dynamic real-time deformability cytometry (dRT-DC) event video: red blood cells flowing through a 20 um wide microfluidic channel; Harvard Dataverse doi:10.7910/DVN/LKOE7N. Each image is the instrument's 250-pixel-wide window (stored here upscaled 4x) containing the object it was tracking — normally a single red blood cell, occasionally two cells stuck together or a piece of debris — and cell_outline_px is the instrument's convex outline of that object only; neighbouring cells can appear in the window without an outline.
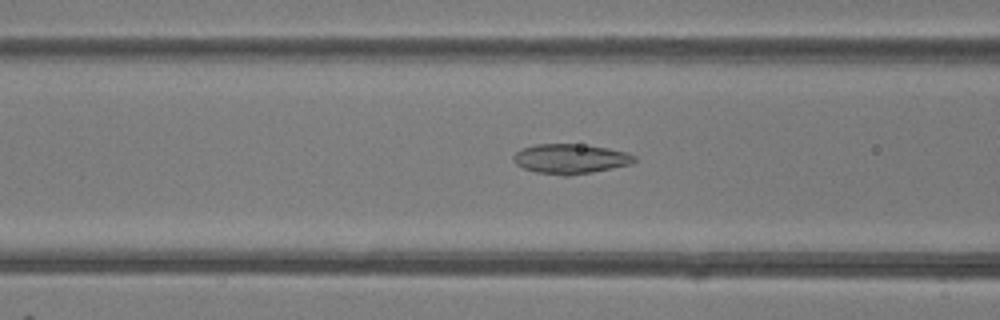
{"species": "common noctule bat (a hibernating species)", "species_latin": "Nyctalus noctula", "temperature_condition": "room temperature", "stored_images_in_passage": 49, "camera_frame_rate_fps": 3000, "um_per_image_px": 0.085, "animal": {"sex": "female"}, "frame": {"image": 1, "passage_image": 20, "time_ms": 6.333, "image_size_px": [1000, 320], "cell_outline_px": [[636, 160], [632, 164], [592, 172], [568, 176], [564, 176], [536, 172], [524, 168], [516, 164], [512, 160], [512, 156], [516, 152], [524, 148], [536, 144], [576, 144], [608, 148], [624, 152], [636, 156]], "centroid_in_image_um": [48.47, 13.51], "position_along_channel_um": 118.1, "area_um2": 20.87}}
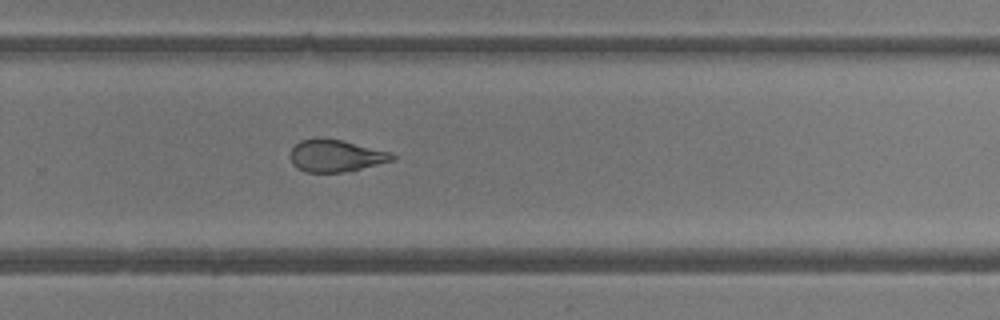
{"frame": {"image": 2, "passage_image": 33, "time_ms": 10.667, "image_size_px": [1000, 320], "cell_outline_px": [[396, 160], [344, 172], [304, 172], [296, 168], [292, 164], [288, 156], [292, 148], [300, 140], [316, 136], [320, 136], [340, 140], [392, 152], [396, 156]], "centroid_in_image_um": [28.5, 13.22], "position_along_channel_um": 301.3, "area_um2": 19.48}}
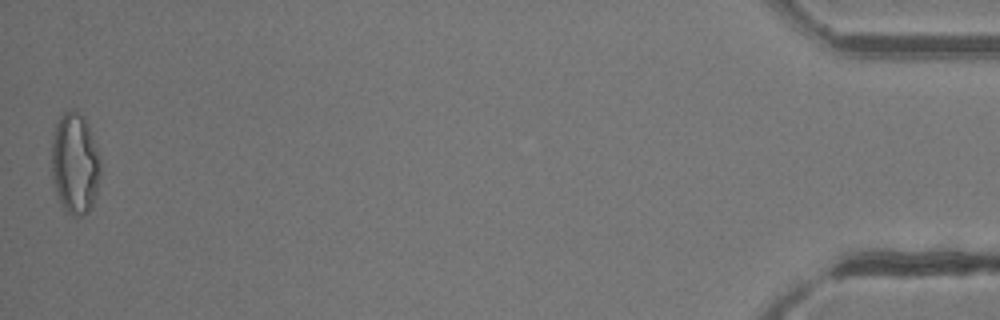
{"frame": {"image": 3, "passage_image": 49, "time_ms": 16.0, "image_size_px": [1000, 320], "cell_outline_px": [[100, 172], [96, 196], [92, 208], [88, 212], [76, 220], [64, 212], [60, 204], [56, 192], [52, 176], [52, 140], [56, 124], [60, 116], [64, 112], [72, 108], [76, 108], [84, 116], [92, 132], [100, 160]], "centroid_in_image_um": [6.37, 13.94], "position_along_channel_um": 428.8, "area_um2": 29.59}, "authors_computed_cell_mechanics": {"area_um2": 22.6576, "velocity_mm_per_s": 4.2421, "shape_relaxation_time_tau1_ms": null, "shape_relaxation_time_tau2_ms": 1.5089, "deformation_change_tau1": null, "deformation_change_tau2": 0.0923}}